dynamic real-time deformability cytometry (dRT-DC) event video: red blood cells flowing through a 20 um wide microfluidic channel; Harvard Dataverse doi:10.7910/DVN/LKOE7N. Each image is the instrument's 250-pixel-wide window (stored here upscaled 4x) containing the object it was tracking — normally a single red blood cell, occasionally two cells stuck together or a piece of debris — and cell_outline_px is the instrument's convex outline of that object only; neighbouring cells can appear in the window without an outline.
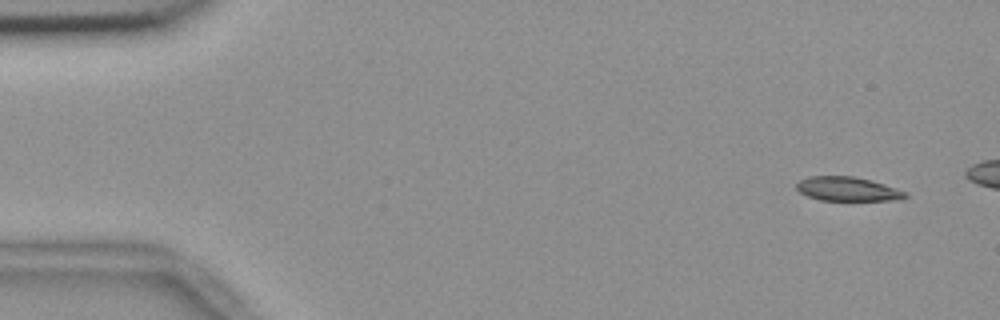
{"species": "common noctule bat (a hibernating species)", "species_latin": "Nyctalus noctula", "temperature_condition": "room temperature", "stored_images_in_passage": 14, "camera_frame_rate_fps": 3000, "um_per_image_px": 0.085, "animal": {"sex": "female", "body_mass_g": 18.4}, "frame": {"image": 1, "passage_image": 1, "time_ms": 0.0, "image_size_px": [1000, 320], "cell_outline_px": [[908, 196], [900, 200], [820, 200], [808, 196], [800, 192], [796, 188], [796, 184], [800, 180], [808, 176], [852, 176], [872, 180], [908, 192]], "centroid_in_image_um": [72.07, 16.06], "position_along_channel_um": 12.9, "area_um2": 15.32}}